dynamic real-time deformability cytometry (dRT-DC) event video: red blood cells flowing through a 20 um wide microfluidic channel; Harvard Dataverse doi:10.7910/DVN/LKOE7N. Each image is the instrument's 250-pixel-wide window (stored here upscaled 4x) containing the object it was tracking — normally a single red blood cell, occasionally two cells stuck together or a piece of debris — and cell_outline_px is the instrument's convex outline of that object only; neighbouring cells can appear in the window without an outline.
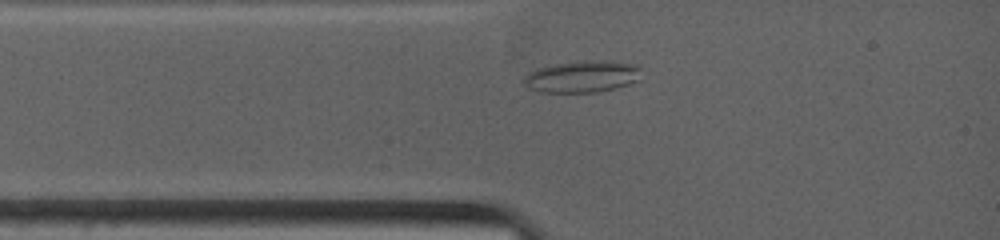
{"species": "common noctule bat (a hibernating species)", "species_latin": "Nyctalus noctula", "temperature_condition": "warm", "stored_images_in_passage": 52, "camera_frame_rate_fps": 4500, "um_per_image_px": 0.085, "animal": {"sex": "female", "body_mass_g": 19.0, "forearm_length_mm": 53.3}, "frame": {"image": 1, "passage_image": 5, "time_ms": 1.778, "image_size_px": [1000, 240], "cell_outline_px": [[640, 68], [636, 80], [628, 84], [596, 92], [544, 92], [532, 88], [524, 84], [524, 76], [528, 72], [536, 68], [556, 64], [588, 60], [612, 60], [636, 64]], "centroid_in_image_um": [49.47, 6.48], "position_along_channel_um": 35.5, "area_um2": 21.44}}
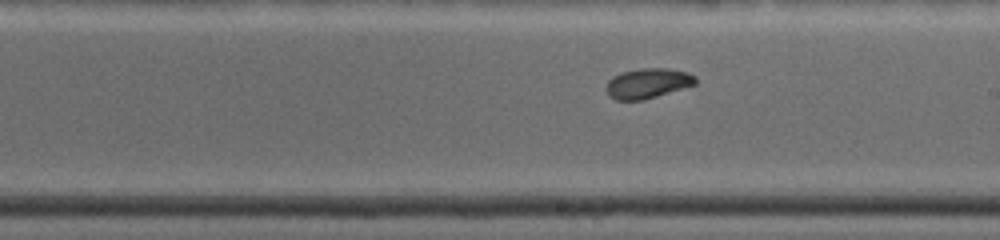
{"frame": {"image": 2, "passage_image": 28, "time_ms": 6.889, "image_size_px": [1000, 240], "cell_outline_px": [[696, 84], [644, 100], [616, 100], [608, 96], [604, 88], [608, 80], [612, 76], [620, 72], [640, 68], [668, 68], [688, 72], [696, 76]], "centroid_in_image_um": [55.01, 7.07], "position_along_channel_um": 234.0, "area_um2": 15.9}}
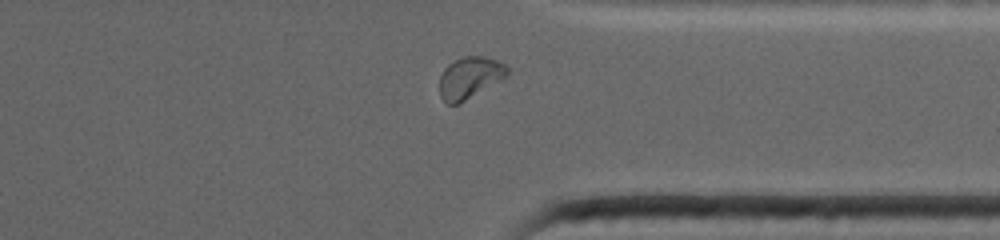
{"frame": {"image": 3, "passage_image": 45, "time_ms": 10.444, "image_size_px": [1000, 240], "cell_outline_px": [[508, 76], [460, 104], [448, 104], [440, 96], [440, 76], [444, 68], [448, 64], [464, 56], [484, 56], [496, 60], [504, 64], [508, 68]], "centroid_in_image_um": [39.93, 6.61], "position_along_channel_um": 371.5, "area_um2": 16.47}, "authors_computed_cell_mechanics": {"area_um2": 15.8372, "velocity_mm_per_s": 3.9135, "shape_relaxation_time_tau1_ms": 4.955, "shape_relaxation_time_tau2_ms": 1.448, "deformation_change_tau1": 0.1501, "deformation_change_tau2": 0.0476}}